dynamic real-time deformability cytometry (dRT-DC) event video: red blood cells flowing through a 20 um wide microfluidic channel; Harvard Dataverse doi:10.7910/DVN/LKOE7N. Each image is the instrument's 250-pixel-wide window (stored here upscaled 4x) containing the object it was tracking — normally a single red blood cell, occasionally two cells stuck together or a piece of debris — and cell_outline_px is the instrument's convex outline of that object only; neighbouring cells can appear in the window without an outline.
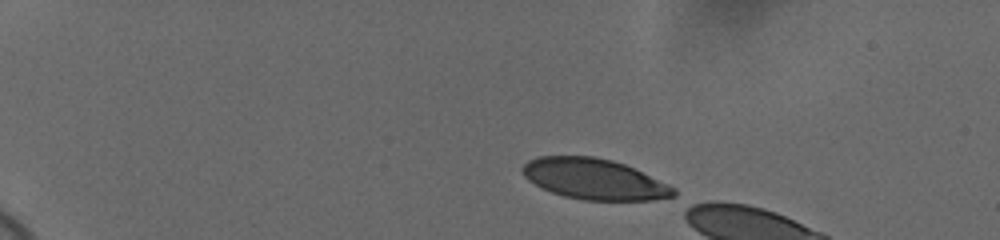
{"species": "human", "species_latin": "Homo sapiens", "temperature_condition": "cold", "stored_images_in_passage": 6, "camera_frame_rate_fps": 3000, "um_per_image_px": 0.085, "donor": {"sex": "female"}, "frame": {"image": 1, "passage_image": 1, "time_ms": 0.0, "image_size_px": [1000, 240], "cell_outline_px": [[676, 200], [584, 200], [564, 196], [552, 192], [528, 180], [524, 176], [520, 168], [528, 160], [536, 156], [596, 156], [612, 160], [624, 164], [668, 184], [676, 188]], "centroid_in_image_um": [50.56, 15.23], "position_along_channel_um": 34.4, "area_um2": 36.13}}